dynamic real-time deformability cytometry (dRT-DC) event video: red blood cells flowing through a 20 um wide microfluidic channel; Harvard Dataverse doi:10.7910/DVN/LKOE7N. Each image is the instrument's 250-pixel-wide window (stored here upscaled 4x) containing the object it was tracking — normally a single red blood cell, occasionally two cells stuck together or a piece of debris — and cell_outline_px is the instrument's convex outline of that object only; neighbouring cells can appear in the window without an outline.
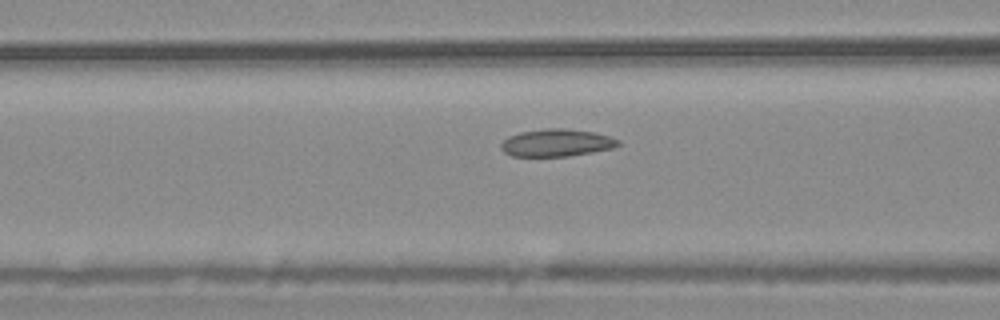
{"species": "common noctule bat (a hibernating species)", "species_latin": "Nyctalus noctula", "temperature_condition": "warm", "stored_images_in_passage": 41, "camera_frame_rate_fps": 3000, "um_per_image_px": 0.085, "animal": {"sex": "male", "body_mass_g": 20.4}, "frame": {"image": 1, "passage_image": 8, "time_ms": 2.333, "image_size_px": [1000, 320], "cell_outline_px": [[620, 144], [612, 148], [592, 152], [568, 156], [512, 156], [504, 152], [500, 148], [500, 144], [508, 136], [520, 132], [544, 128], [564, 128], [592, 132], [608, 136], [620, 140]], "centroid_in_image_um": [47.27, 12.13], "position_along_channel_um": 119.3, "area_um2": 18.67}}
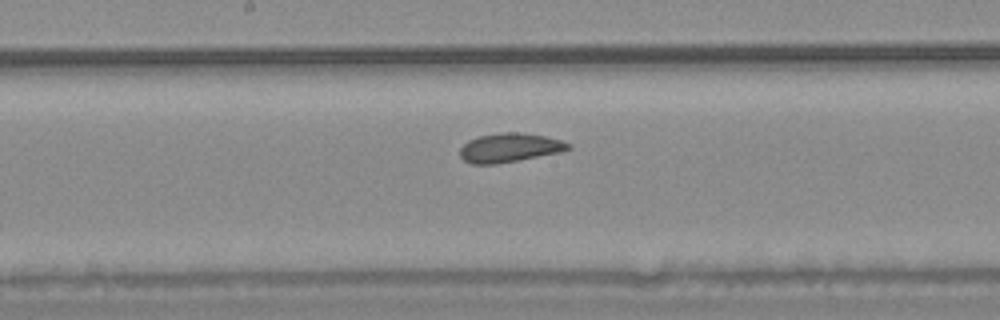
{"frame": {"image": 2, "passage_image": 15, "time_ms": 4.667, "image_size_px": [1000, 320], "cell_outline_px": [[572, 148], [560, 152], [496, 164], [472, 164], [464, 160], [460, 156], [460, 148], [468, 140], [480, 136], [500, 132], [520, 132], [544, 136], [560, 140], [572, 144]], "centroid_in_image_um": [43.31, 12.55], "position_along_channel_um": 204.9, "area_um2": 18.21}}
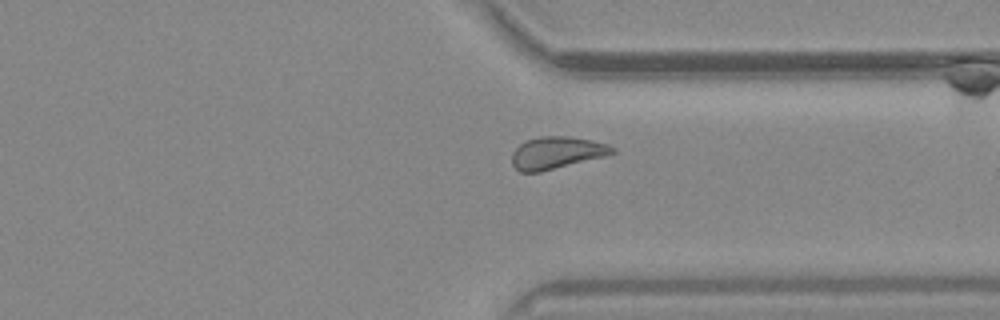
{"frame": {"image": 3, "passage_image": 28, "time_ms": 9.0, "image_size_px": [1000, 320], "cell_outline_px": [[616, 152], [604, 156], [540, 172], [520, 172], [512, 164], [512, 152], [524, 140], [540, 136], [568, 136], [592, 140], [608, 144], [616, 148]], "centroid_in_image_um": [47.3, 12.97], "position_along_channel_um": 364.1, "area_um2": 18.84}, "authors_computed_cell_mechanics": {"area_um2": 18.6694, "velocity_mm_per_s": 3.6649, "shape_relaxation_time_tau1_ms": null, "shape_relaxation_time_tau2_ms": 2.0177, "deformation_change_tau1": null, "deformation_change_tau2": 0.0739}}